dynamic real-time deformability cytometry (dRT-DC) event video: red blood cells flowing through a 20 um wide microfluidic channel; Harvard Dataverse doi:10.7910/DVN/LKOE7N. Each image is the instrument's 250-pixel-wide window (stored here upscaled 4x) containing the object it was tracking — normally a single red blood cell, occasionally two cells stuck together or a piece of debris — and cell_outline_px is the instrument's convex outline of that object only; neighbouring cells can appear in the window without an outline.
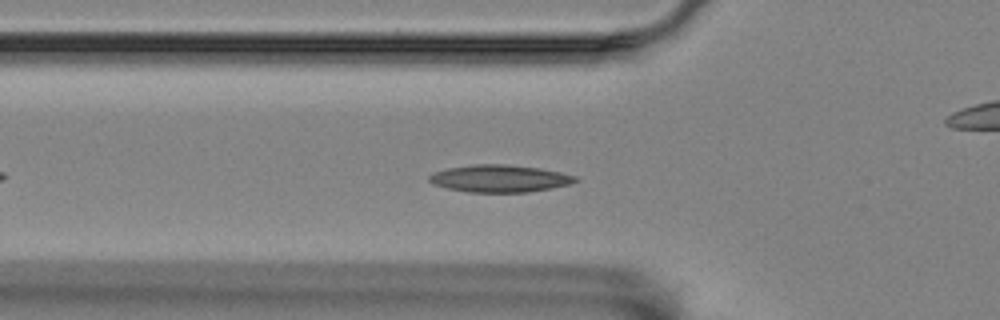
{"species": "Egyptian fruit bat (a non-hibernating species)", "species_latin": "Rousettus aegyptiacus", "temperature_condition": "room temperature", "stored_images_in_passage": 49, "camera_frame_rate_fps": 3000, "um_per_image_px": 0.085, "animal": {"sex": "female"}, "frame": {"image": 1, "passage_image": 10, "time_ms": 3.0, "image_size_px": [1000, 320], "cell_outline_px": [[580, 180], [572, 184], [552, 188], [528, 192], [468, 192], [448, 188], [432, 184], [428, 180], [428, 176], [432, 172], [448, 168], [476, 164], [504, 164], [540, 168], [560, 172], [576, 176]], "centroid_in_image_um": [42.48, 15.17], "position_along_channel_um": 83.3, "area_um2": 23.35}}
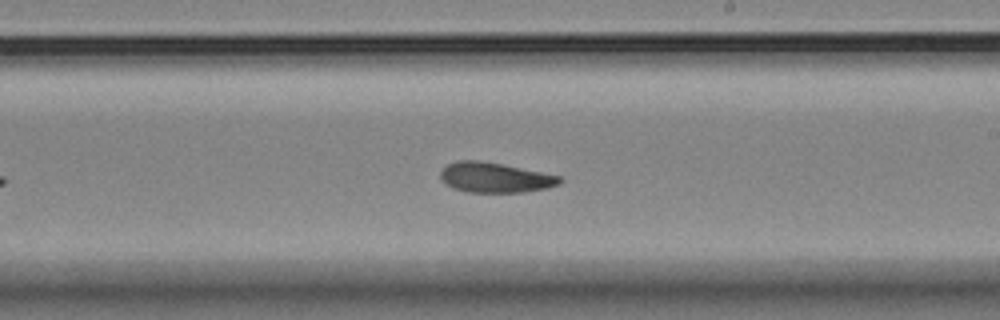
{"frame": {"image": 2, "passage_image": 24, "time_ms": 7.667, "image_size_px": [1000, 320], "cell_outline_px": [[564, 180], [560, 184], [548, 188], [524, 192], [464, 192], [452, 188], [444, 184], [440, 180], [440, 172], [448, 164], [456, 160], [480, 160], [560, 176]], "centroid_in_image_um": [42.03, 15.1], "position_along_channel_um": 247.0, "area_um2": 20.98}}
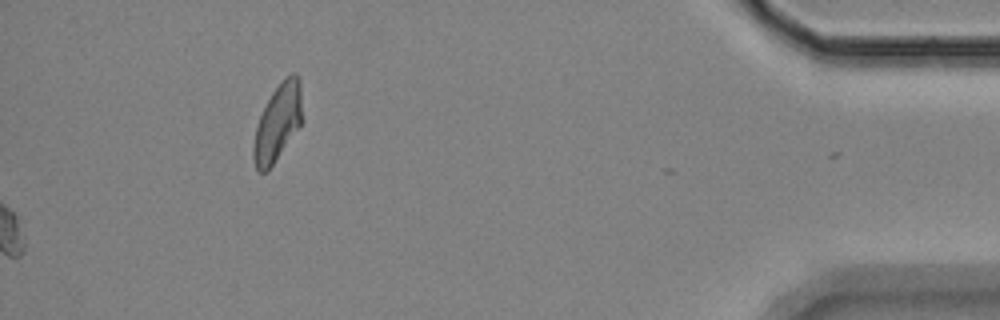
{"frame": {"image": 3, "passage_image": 49, "time_ms": 16.0, "image_size_px": [1000, 320], "cell_outline_px": [[300, 124], [268, 172], [256, 172], [252, 156], [252, 148], [256, 128], [260, 116], [272, 92], [284, 76], [292, 72], [296, 72], [300, 80]], "centroid_in_image_um": [23.56, 10.44], "position_along_channel_um": 411.6, "area_um2": 21.5}, "authors_computed_cell_mechanics": {"area_um2": 21.4438, "velocity_mm_per_s": 3.4937, "shape_relaxation_time_tau1_ms": 7.2567, "shape_relaxation_time_tau2_ms": 4.218, "deformation_change_tau1": 0.1592, "deformation_change_tau2": 0.1044}}